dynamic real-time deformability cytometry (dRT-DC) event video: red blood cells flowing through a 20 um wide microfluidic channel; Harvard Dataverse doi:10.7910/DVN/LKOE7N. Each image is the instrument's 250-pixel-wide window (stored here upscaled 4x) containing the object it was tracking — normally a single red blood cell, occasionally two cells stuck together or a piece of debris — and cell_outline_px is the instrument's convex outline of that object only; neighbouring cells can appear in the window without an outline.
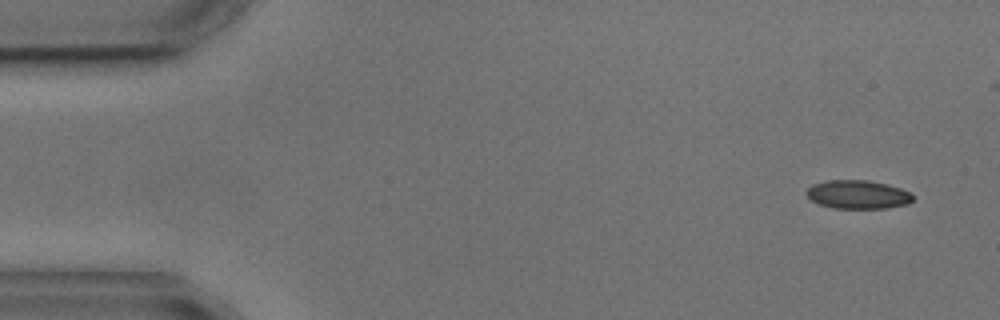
{"species": "common noctule bat (a hibernating species)", "species_latin": "Nyctalus noctula", "temperature_condition": "cold", "stored_images_in_passage": 5, "camera_frame_rate_fps": 3000, "um_per_image_px": 0.085, "animal": {"sex": "male", "body_mass_g": 17.9, "forearm_length_mm": 54.2}, "frame": {"image": 1, "passage_image": 1, "time_ms": 0.0, "image_size_px": [1000, 320], "cell_outline_px": [[912, 200], [908, 204], [888, 208], [832, 208], [820, 204], [812, 200], [804, 192], [812, 184], [828, 180], [868, 180], [888, 184], [900, 188], [908, 192], [912, 196]], "centroid_in_image_um": [72.9, 16.53], "position_along_channel_um": 12.1, "area_um2": 17.69}}
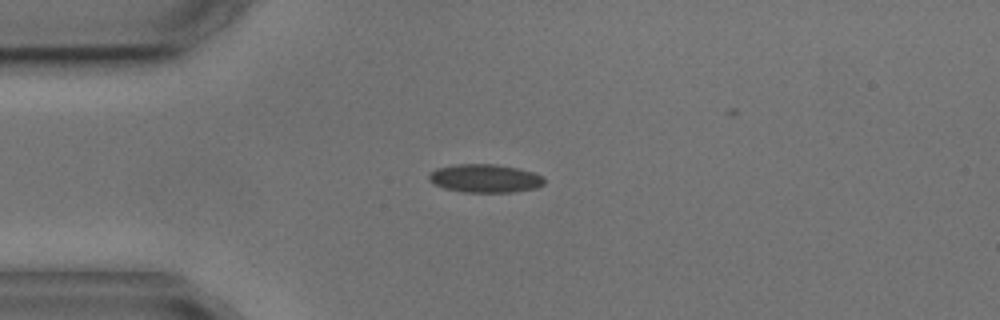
{"frame": {"image": 2, "passage_image": 3, "time_ms": 3.333, "image_size_px": [1000, 320], "cell_outline_px": [[544, 184], [536, 188], [512, 192], [464, 192], [444, 188], [432, 184], [428, 180], [428, 172], [436, 168], [456, 164], [496, 164], [516, 168], [532, 172], [544, 176]], "centroid_in_image_um": [41.18, 15.16], "position_along_channel_um": 43.8, "area_um2": 19.19}}
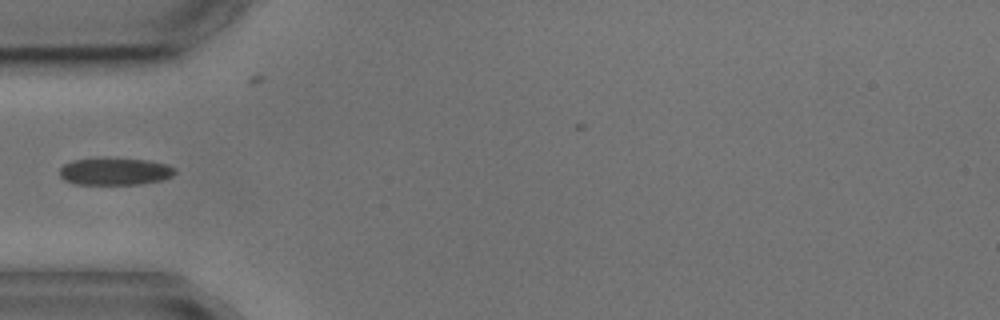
{"frame": {"image": 3, "passage_image": 4, "time_ms": 4.667, "image_size_px": [1000, 320], "cell_outline_px": [[176, 172], [172, 176], [160, 180], [140, 184], [72, 184], [64, 180], [60, 176], [60, 168], [64, 164], [72, 160], [100, 156], [148, 160], [164, 164], [176, 168]], "centroid_in_image_um": [9.71, 14.54], "position_along_channel_um": 75.3, "area_um2": 18.79}}